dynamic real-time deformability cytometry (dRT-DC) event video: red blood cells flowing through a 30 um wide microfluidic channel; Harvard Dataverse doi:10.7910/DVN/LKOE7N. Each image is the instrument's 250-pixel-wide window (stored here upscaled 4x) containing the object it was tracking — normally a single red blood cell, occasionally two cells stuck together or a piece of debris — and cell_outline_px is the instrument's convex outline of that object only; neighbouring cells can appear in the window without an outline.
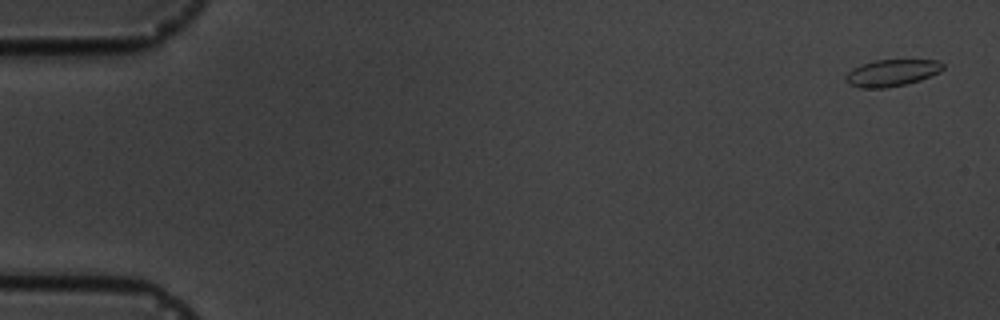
{"species": "common noctule bat (a hibernating species)", "species_latin": "Nyctalus noctula", "temperature_condition": "cold", "stored_images_in_passage": 16, "camera_frame_rate_fps": 3000, "um_per_image_px": 0.085, "animal": {"sex": "male", "body_mass_g": 19.5, "forearm_length_mm": 54.6}, "frame": {"image": 1, "passage_image": 1, "time_ms": 0.0, "image_size_px": [1000, 320], "cell_outline_px": [[944, 68], [940, 72], [920, 80], [908, 84], [884, 88], [860, 88], [848, 84], [844, 80], [844, 76], [852, 68], [876, 60], [936, 60], [944, 64]], "centroid_in_image_um": [75.79, 6.2], "position_along_channel_um": 9.2, "area_um2": 15.26}}
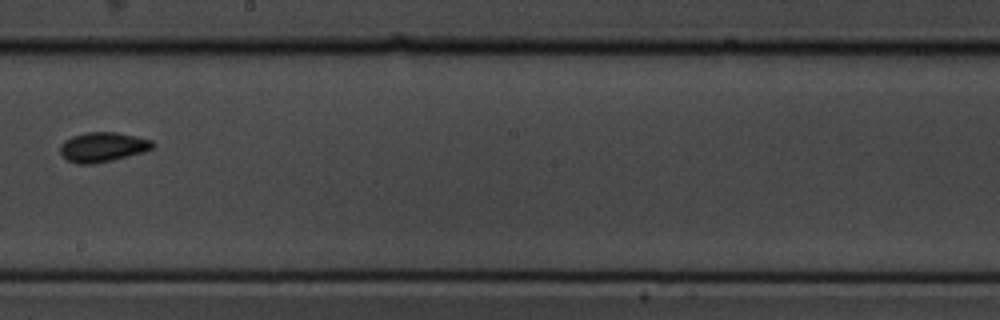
{"frame": {"image": 2, "passage_image": 9, "time_ms": 10.333, "image_size_px": [1000, 320], "cell_outline_px": [[156, 144], [152, 148], [144, 152], [112, 160], [92, 164], [76, 164], [68, 160], [60, 152], [60, 144], [64, 140], [72, 136], [88, 132], [112, 132], [136, 136], [152, 140]], "centroid_in_image_um": [8.73, 12.5], "position_along_channel_um": 239.5, "area_um2": 15.95}}
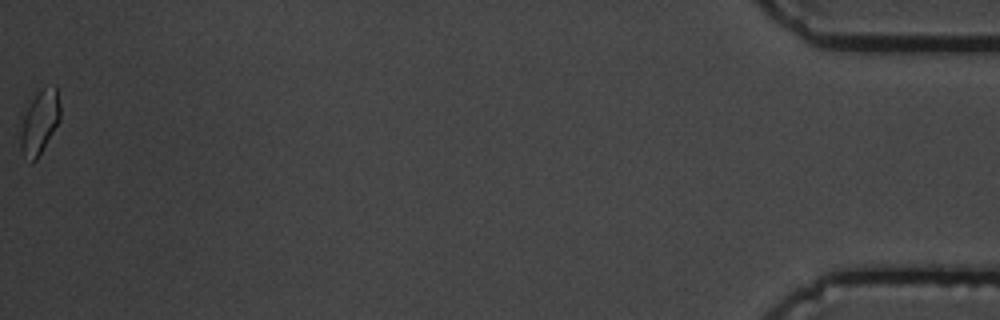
{"frame": {"image": 3, "passage_image": 16, "time_ms": 18.333, "image_size_px": [1000, 320], "cell_outline_px": [[60, 120], [36, 160], [32, 164], [20, 148], [16, 124], [20, 112], [40, 88], [56, 84], [60, 104]], "centroid_in_image_um": [3.27, 10.33], "position_along_channel_um": 431.9, "area_um2": 15.9}, "authors_computed_cell_mechanics": {"area_um2": 15.2014, "velocity_mm_per_s": 3.5921, "shape_relaxation_time_tau1_ms": 1.807, "shape_relaxation_time_tau2_ms": 1.2206, "deformation_change_tau1": 0.0706, "deformation_change_tau2": 0.04}}